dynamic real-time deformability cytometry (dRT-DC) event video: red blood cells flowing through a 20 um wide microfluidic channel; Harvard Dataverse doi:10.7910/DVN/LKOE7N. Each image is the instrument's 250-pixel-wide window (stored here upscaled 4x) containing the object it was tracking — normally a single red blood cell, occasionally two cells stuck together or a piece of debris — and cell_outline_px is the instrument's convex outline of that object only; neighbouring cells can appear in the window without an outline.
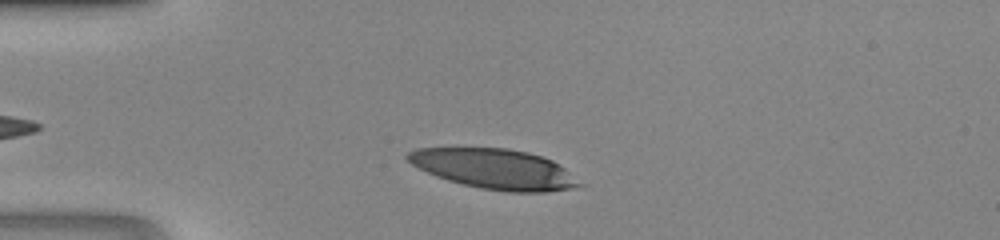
{"species": "human", "species_latin": "Homo sapiens", "temperature_condition": "room temperature", "stored_images_in_passage": 22, "camera_frame_rate_fps": 3000, "um_per_image_px": 0.085, "donor": {"sex": "male"}, "frame": {"image": 1, "passage_image": 4, "time_ms": 1.0, "image_size_px": [1000, 240], "cell_outline_px": [[584, 184], [572, 188], [548, 192], [508, 192], [480, 188], [448, 180], [436, 176], [412, 164], [404, 156], [408, 152], [416, 148], [508, 148], [528, 152], [552, 160], [564, 168]], "centroid_in_image_um": [42.04, 14.36], "position_along_channel_um": 43.0, "area_um2": 39.82}}